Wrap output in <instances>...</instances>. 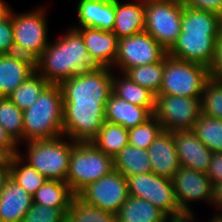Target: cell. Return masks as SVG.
I'll use <instances>...</instances> for the list:
<instances>
[{
	"label": "cell",
	"instance_id": "obj_1",
	"mask_svg": "<svg viewBox=\"0 0 222 222\" xmlns=\"http://www.w3.org/2000/svg\"><path fill=\"white\" fill-rule=\"evenodd\" d=\"M35 67L50 84H60L83 71L97 68L91 61L82 34L73 27L61 37L49 41L35 61Z\"/></svg>",
	"mask_w": 222,
	"mask_h": 222
},
{
	"label": "cell",
	"instance_id": "obj_2",
	"mask_svg": "<svg viewBox=\"0 0 222 222\" xmlns=\"http://www.w3.org/2000/svg\"><path fill=\"white\" fill-rule=\"evenodd\" d=\"M63 105L59 84H49L36 102L23 110L24 142L62 136Z\"/></svg>",
	"mask_w": 222,
	"mask_h": 222
},
{
	"label": "cell",
	"instance_id": "obj_3",
	"mask_svg": "<svg viewBox=\"0 0 222 222\" xmlns=\"http://www.w3.org/2000/svg\"><path fill=\"white\" fill-rule=\"evenodd\" d=\"M27 143V144H26ZM18 154L45 178L66 182L70 155L76 142L67 136L25 142ZM21 151V152H20Z\"/></svg>",
	"mask_w": 222,
	"mask_h": 222
},
{
	"label": "cell",
	"instance_id": "obj_4",
	"mask_svg": "<svg viewBox=\"0 0 222 222\" xmlns=\"http://www.w3.org/2000/svg\"><path fill=\"white\" fill-rule=\"evenodd\" d=\"M114 170L113 157L92 142H76L70 155L66 182L77 195L83 188Z\"/></svg>",
	"mask_w": 222,
	"mask_h": 222
},
{
	"label": "cell",
	"instance_id": "obj_5",
	"mask_svg": "<svg viewBox=\"0 0 222 222\" xmlns=\"http://www.w3.org/2000/svg\"><path fill=\"white\" fill-rule=\"evenodd\" d=\"M14 53L30 57L36 61L49 44L46 7H38L27 13L12 12Z\"/></svg>",
	"mask_w": 222,
	"mask_h": 222
},
{
	"label": "cell",
	"instance_id": "obj_6",
	"mask_svg": "<svg viewBox=\"0 0 222 222\" xmlns=\"http://www.w3.org/2000/svg\"><path fill=\"white\" fill-rule=\"evenodd\" d=\"M209 79L207 67L166 55L162 86L158 94L200 98Z\"/></svg>",
	"mask_w": 222,
	"mask_h": 222
},
{
	"label": "cell",
	"instance_id": "obj_7",
	"mask_svg": "<svg viewBox=\"0 0 222 222\" xmlns=\"http://www.w3.org/2000/svg\"><path fill=\"white\" fill-rule=\"evenodd\" d=\"M183 7L180 0H145V32L167 51L181 33Z\"/></svg>",
	"mask_w": 222,
	"mask_h": 222
},
{
	"label": "cell",
	"instance_id": "obj_8",
	"mask_svg": "<svg viewBox=\"0 0 222 222\" xmlns=\"http://www.w3.org/2000/svg\"><path fill=\"white\" fill-rule=\"evenodd\" d=\"M113 71L97 67L83 71L59 84L63 102L106 103L112 93Z\"/></svg>",
	"mask_w": 222,
	"mask_h": 222
},
{
	"label": "cell",
	"instance_id": "obj_9",
	"mask_svg": "<svg viewBox=\"0 0 222 222\" xmlns=\"http://www.w3.org/2000/svg\"><path fill=\"white\" fill-rule=\"evenodd\" d=\"M63 103V135L75 142H91L105 122L106 103Z\"/></svg>",
	"mask_w": 222,
	"mask_h": 222
},
{
	"label": "cell",
	"instance_id": "obj_10",
	"mask_svg": "<svg viewBox=\"0 0 222 222\" xmlns=\"http://www.w3.org/2000/svg\"><path fill=\"white\" fill-rule=\"evenodd\" d=\"M126 178L129 195L149 201L170 219H178L184 214L177 203L171 179L153 172Z\"/></svg>",
	"mask_w": 222,
	"mask_h": 222
},
{
	"label": "cell",
	"instance_id": "obj_11",
	"mask_svg": "<svg viewBox=\"0 0 222 222\" xmlns=\"http://www.w3.org/2000/svg\"><path fill=\"white\" fill-rule=\"evenodd\" d=\"M153 115L165 131L192 130L201 116L200 98L158 94Z\"/></svg>",
	"mask_w": 222,
	"mask_h": 222
},
{
	"label": "cell",
	"instance_id": "obj_12",
	"mask_svg": "<svg viewBox=\"0 0 222 222\" xmlns=\"http://www.w3.org/2000/svg\"><path fill=\"white\" fill-rule=\"evenodd\" d=\"M167 55L164 49L149 33L141 32L118 39V54L112 70L124 73L132 67L157 63ZM117 68V69H116Z\"/></svg>",
	"mask_w": 222,
	"mask_h": 222
},
{
	"label": "cell",
	"instance_id": "obj_13",
	"mask_svg": "<svg viewBox=\"0 0 222 222\" xmlns=\"http://www.w3.org/2000/svg\"><path fill=\"white\" fill-rule=\"evenodd\" d=\"M77 196L88 204L117 214L129 197L127 178L114 169L87 185Z\"/></svg>",
	"mask_w": 222,
	"mask_h": 222
},
{
	"label": "cell",
	"instance_id": "obj_14",
	"mask_svg": "<svg viewBox=\"0 0 222 222\" xmlns=\"http://www.w3.org/2000/svg\"><path fill=\"white\" fill-rule=\"evenodd\" d=\"M171 181L177 203L184 214H193L190 205L193 201L212 204L213 184L205 173L181 166Z\"/></svg>",
	"mask_w": 222,
	"mask_h": 222
},
{
	"label": "cell",
	"instance_id": "obj_15",
	"mask_svg": "<svg viewBox=\"0 0 222 222\" xmlns=\"http://www.w3.org/2000/svg\"><path fill=\"white\" fill-rule=\"evenodd\" d=\"M222 33H180L167 55L209 67Z\"/></svg>",
	"mask_w": 222,
	"mask_h": 222
},
{
	"label": "cell",
	"instance_id": "obj_16",
	"mask_svg": "<svg viewBox=\"0 0 222 222\" xmlns=\"http://www.w3.org/2000/svg\"><path fill=\"white\" fill-rule=\"evenodd\" d=\"M172 135L181 166L206 174L213 152L192 130L172 131Z\"/></svg>",
	"mask_w": 222,
	"mask_h": 222
},
{
	"label": "cell",
	"instance_id": "obj_17",
	"mask_svg": "<svg viewBox=\"0 0 222 222\" xmlns=\"http://www.w3.org/2000/svg\"><path fill=\"white\" fill-rule=\"evenodd\" d=\"M83 37L84 44L97 67L111 68L118 54V38L113 31H102L95 28H75Z\"/></svg>",
	"mask_w": 222,
	"mask_h": 222
},
{
	"label": "cell",
	"instance_id": "obj_18",
	"mask_svg": "<svg viewBox=\"0 0 222 222\" xmlns=\"http://www.w3.org/2000/svg\"><path fill=\"white\" fill-rule=\"evenodd\" d=\"M35 71V61L30 57L0 54V97H9Z\"/></svg>",
	"mask_w": 222,
	"mask_h": 222
},
{
	"label": "cell",
	"instance_id": "obj_19",
	"mask_svg": "<svg viewBox=\"0 0 222 222\" xmlns=\"http://www.w3.org/2000/svg\"><path fill=\"white\" fill-rule=\"evenodd\" d=\"M78 25L73 28H95L112 31L115 24V0H78Z\"/></svg>",
	"mask_w": 222,
	"mask_h": 222
},
{
	"label": "cell",
	"instance_id": "obj_20",
	"mask_svg": "<svg viewBox=\"0 0 222 222\" xmlns=\"http://www.w3.org/2000/svg\"><path fill=\"white\" fill-rule=\"evenodd\" d=\"M152 172L171 179L181 168L171 131L163 130L147 149Z\"/></svg>",
	"mask_w": 222,
	"mask_h": 222
},
{
	"label": "cell",
	"instance_id": "obj_21",
	"mask_svg": "<svg viewBox=\"0 0 222 222\" xmlns=\"http://www.w3.org/2000/svg\"><path fill=\"white\" fill-rule=\"evenodd\" d=\"M33 197L10 177L0 193V222H22Z\"/></svg>",
	"mask_w": 222,
	"mask_h": 222
},
{
	"label": "cell",
	"instance_id": "obj_22",
	"mask_svg": "<svg viewBox=\"0 0 222 222\" xmlns=\"http://www.w3.org/2000/svg\"><path fill=\"white\" fill-rule=\"evenodd\" d=\"M123 3L115 0V24L113 32L118 39L145 31V0Z\"/></svg>",
	"mask_w": 222,
	"mask_h": 222
},
{
	"label": "cell",
	"instance_id": "obj_23",
	"mask_svg": "<svg viewBox=\"0 0 222 222\" xmlns=\"http://www.w3.org/2000/svg\"><path fill=\"white\" fill-rule=\"evenodd\" d=\"M152 115L147 108L129 103L113 93L107 99L105 106V121L119 124L126 129L144 123Z\"/></svg>",
	"mask_w": 222,
	"mask_h": 222
},
{
	"label": "cell",
	"instance_id": "obj_24",
	"mask_svg": "<svg viewBox=\"0 0 222 222\" xmlns=\"http://www.w3.org/2000/svg\"><path fill=\"white\" fill-rule=\"evenodd\" d=\"M115 74L116 71L113 70L112 93L129 103L147 108L153 114L156 96L148 89L134 83L123 73H120L119 77Z\"/></svg>",
	"mask_w": 222,
	"mask_h": 222
},
{
	"label": "cell",
	"instance_id": "obj_25",
	"mask_svg": "<svg viewBox=\"0 0 222 222\" xmlns=\"http://www.w3.org/2000/svg\"><path fill=\"white\" fill-rule=\"evenodd\" d=\"M117 222H168L170 218L149 201L129 195L119 209Z\"/></svg>",
	"mask_w": 222,
	"mask_h": 222
},
{
	"label": "cell",
	"instance_id": "obj_26",
	"mask_svg": "<svg viewBox=\"0 0 222 222\" xmlns=\"http://www.w3.org/2000/svg\"><path fill=\"white\" fill-rule=\"evenodd\" d=\"M75 194L67 182L47 179L32 195L33 203L52 208H61L66 214Z\"/></svg>",
	"mask_w": 222,
	"mask_h": 222
},
{
	"label": "cell",
	"instance_id": "obj_27",
	"mask_svg": "<svg viewBox=\"0 0 222 222\" xmlns=\"http://www.w3.org/2000/svg\"><path fill=\"white\" fill-rule=\"evenodd\" d=\"M113 161L114 169L124 177L152 172L148 151L129 144L113 157Z\"/></svg>",
	"mask_w": 222,
	"mask_h": 222
},
{
	"label": "cell",
	"instance_id": "obj_28",
	"mask_svg": "<svg viewBox=\"0 0 222 222\" xmlns=\"http://www.w3.org/2000/svg\"><path fill=\"white\" fill-rule=\"evenodd\" d=\"M181 33H222V17L214 12L184 6Z\"/></svg>",
	"mask_w": 222,
	"mask_h": 222
},
{
	"label": "cell",
	"instance_id": "obj_29",
	"mask_svg": "<svg viewBox=\"0 0 222 222\" xmlns=\"http://www.w3.org/2000/svg\"><path fill=\"white\" fill-rule=\"evenodd\" d=\"M100 151L114 157L129 144L128 129L105 121L97 136L91 141Z\"/></svg>",
	"mask_w": 222,
	"mask_h": 222
},
{
	"label": "cell",
	"instance_id": "obj_30",
	"mask_svg": "<svg viewBox=\"0 0 222 222\" xmlns=\"http://www.w3.org/2000/svg\"><path fill=\"white\" fill-rule=\"evenodd\" d=\"M10 178L31 195L47 180L18 153L10 156Z\"/></svg>",
	"mask_w": 222,
	"mask_h": 222
},
{
	"label": "cell",
	"instance_id": "obj_31",
	"mask_svg": "<svg viewBox=\"0 0 222 222\" xmlns=\"http://www.w3.org/2000/svg\"><path fill=\"white\" fill-rule=\"evenodd\" d=\"M163 73L164 58L157 63L129 68L123 74L157 96L162 86Z\"/></svg>",
	"mask_w": 222,
	"mask_h": 222
},
{
	"label": "cell",
	"instance_id": "obj_32",
	"mask_svg": "<svg viewBox=\"0 0 222 222\" xmlns=\"http://www.w3.org/2000/svg\"><path fill=\"white\" fill-rule=\"evenodd\" d=\"M0 124L18 146L24 143L23 110L8 97H0Z\"/></svg>",
	"mask_w": 222,
	"mask_h": 222
},
{
	"label": "cell",
	"instance_id": "obj_33",
	"mask_svg": "<svg viewBox=\"0 0 222 222\" xmlns=\"http://www.w3.org/2000/svg\"><path fill=\"white\" fill-rule=\"evenodd\" d=\"M50 83L37 71L29 76L10 95L9 99L21 110L31 107Z\"/></svg>",
	"mask_w": 222,
	"mask_h": 222
},
{
	"label": "cell",
	"instance_id": "obj_34",
	"mask_svg": "<svg viewBox=\"0 0 222 222\" xmlns=\"http://www.w3.org/2000/svg\"><path fill=\"white\" fill-rule=\"evenodd\" d=\"M192 131L213 153L222 152V120L201 113Z\"/></svg>",
	"mask_w": 222,
	"mask_h": 222
},
{
	"label": "cell",
	"instance_id": "obj_35",
	"mask_svg": "<svg viewBox=\"0 0 222 222\" xmlns=\"http://www.w3.org/2000/svg\"><path fill=\"white\" fill-rule=\"evenodd\" d=\"M67 218L71 222H117L116 214L88 204L77 195L70 204Z\"/></svg>",
	"mask_w": 222,
	"mask_h": 222
},
{
	"label": "cell",
	"instance_id": "obj_36",
	"mask_svg": "<svg viewBox=\"0 0 222 222\" xmlns=\"http://www.w3.org/2000/svg\"><path fill=\"white\" fill-rule=\"evenodd\" d=\"M163 130L162 124L152 115L144 123L128 129L129 145L147 150Z\"/></svg>",
	"mask_w": 222,
	"mask_h": 222
},
{
	"label": "cell",
	"instance_id": "obj_37",
	"mask_svg": "<svg viewBox=\"0 0 222 222\" xmlns=\"http://www.w3.org/2000/svg\"><path fill=\"white\" fill-rule=\"evenodd\" d=\"M201 113L222 120V82L209 79L200 97Z\"/></svg>",
	"mask_w": 222,
	"mask_h": 222
},
{
	"label": "cell",
	"instance_id": "obj_38",
	"mask_svg": "<svg viewBox=\"0 0 222 222\" xmlns=\"http://www.w3.org/2000/svg\"><path fill=\"white\" fill-rule=\"evenodd\" d=\"M67 214L61 208H52L33 203L22 222H63Z\"/></svg>",
	"mask_w": 222,
	"mask_h": 222
},
{
	"label": "cell",
	"instance_id": "obj_39",
	"mask_svg": "<svg viewBox=\"0 0 222 222\" xmlns=\"http://www.w3.org/2000/svg\"><path fill=\"white\" fill-rule=\"evenodd\" d=\"M14 53L12 16L8 13L0 20V54Z\"/></svg>",
	"mask_w": 222,
	"mask_h": 222
},
{
	"label": "cell",
	"instance_id": "obj_40",
	"mask_svg": "<svg viewBox=\"0 0 222 222\" xmlns=\"http://www.w3.org/2000/svg\"><path fill=\"white\" fill-rule=\"evenodd\" d=\"M185 7L214 12L222 17V0H180Z\"/></svg>",
	"mask_w": 222,
	"mask_h": 222
},
{
	"label": "cell",
	"instance_id": "obj_41",
	"mask_svg": "<svg viewBox=\"0 0 222 222\" xmlns=\"http://www.w3.org/2000/svg\"><path fill=\"white\" fill-rule=\"evenodd\" d=\"M208 70L210 79L222 82V36L217 40L214 57Z\"/></svg>",
	"mask_w": 222,
	"mask_h": 222
},
{
	"label": "cell",
	"instance_id": "obj_42",
	"mask_svg": "<svg viewBox=\"0 0 222 222\" xmlns=\"http://www.w3.org/2000/svg\"><path fill=\"white\" fill-rule=\"evenodd\" d=\"M206 175L212 184L222 181V152L213 153Z\"/></svg>",
	"mask_w": 222,
	"mask_h": 222
},
{
	"label": "cell",
	"instance_id": "obj_43",
	"mask_svg": "<svg viewBox=\"0 0 222 222\" xmlns=\"http://www.w3.org/2000/svg\"><path fill=\"white\" fill-rule=\"evenodd\" d=\"M0 148L8 155L12 156L19 152V146L10 138L5 129L0 124Z\"/></svg>",
	"mask_w": 222,
	"mask_h": 222
},
{
	"label": "cell",
	"instance_id": "obj_44",
	"mask_svg": "<svg viewBox=\"0 0 222 222\" xmlns=\"http://www.w3.org/2000/svg\"><path fill=\"white\" fill-rule=\"evenodd\" d=\"M212 205L217 207L216 209H222V181L213 184Z\"/></svg>",
	"mask_w": 222,
	"mask_h": 222
},
{
	"label": "cell",
	"instance_id": "obj_45",
	"mask_svg": "<svg viewBox=\"0 0 222 222\" xmlns=\"http://www.w3.org/2000/svg\"><path fill=\"white\" fill-rule=\"evenodd\" d=\"M10 177V162H0V193Z\"/></svg>",
	"mask_w": 222,
	"mask_h": 222
},
{
	"label": "cell",
	"instance_id": "obj_46",
	"mask_svg": "<svg viewBox=\"0 0 222 222\" xmlns=\"http://www.w3.org/2000/svg\"><path fill=\"white\" fill-rule=\"evenodd\" d=\"M9 9L10 5L4 0H0V20L8 14Z\"/></svg>",
	"mask_w": 222,
	"mask_h": 222
},
{
	"label": "cell",
	"instance_id": "obj_47",
	"mask_svg": "<svg viewBox=\"0 0 222 222\" xmlns=\"http://www.w3.org/2000/svg\"><path fill=\"white\" fill-rule=\"evenodd\" d=\"M194 215H195L194 213L193 214H183L181 216L182 222H194V219H195Z\"/></svg>",
	"mask_w": 222,
	"mask_h": 222
},
{
	"label": "cell",
	"instance_id": "obj_48",
	"mask_svg": "<svg viewBox=\"0 0 222 222\" xmlns=\"http://www.w3.org/2000/svg\"><path fill=\"white\" fill-rule=\"evenodd\" d=\"M0 162H10V156H8L1 148H0Z\"/></svg>",
	"mask_w": 222,
	"mask_h": 222
},
{
	"label": "cell",
	"instance_id": "obj_49",
	"mask_svg": "<svg viewBox=\"0 0 222 222\" xmlns=\"http://www.w3.org/2000/svg\"><path fill=\"white\" fill-rule=\"evenodd\" d=\"M208 222H222V215L217 212L213 214L211 221L209 220Z\"/></svg>",
	"mask_w": 222,
	"mask_h": 222
},
{
	"label": "cell",
	"instance_id": "obj_50",
	"mask_svg": "<svg viewBox=\"0 0 222 222\" xmlns=\"http://www.w3.org/2000/svg\"><path fill=\"white\" fill-rule=\"evenodd\" d=\"M168 222H182V218H178V219H170Z\"/></svg>",
	"mask_w": 222,
	"mask_h": 222
},
{
	"label": "cell",
	"instance_id": "obj_51",
	"mask_svg": "<svg viewBox=\"0 0 222 222\" xmlns=\"http://www.w3.org/2000/svg\"><path fill=\"white\" fill-rule=\"evenodd\" d=\"M63 222H71L68 218H66Z\"/></svg>",
	"mask_w": 222,
	"mask_h": 222
}]
</instances>
